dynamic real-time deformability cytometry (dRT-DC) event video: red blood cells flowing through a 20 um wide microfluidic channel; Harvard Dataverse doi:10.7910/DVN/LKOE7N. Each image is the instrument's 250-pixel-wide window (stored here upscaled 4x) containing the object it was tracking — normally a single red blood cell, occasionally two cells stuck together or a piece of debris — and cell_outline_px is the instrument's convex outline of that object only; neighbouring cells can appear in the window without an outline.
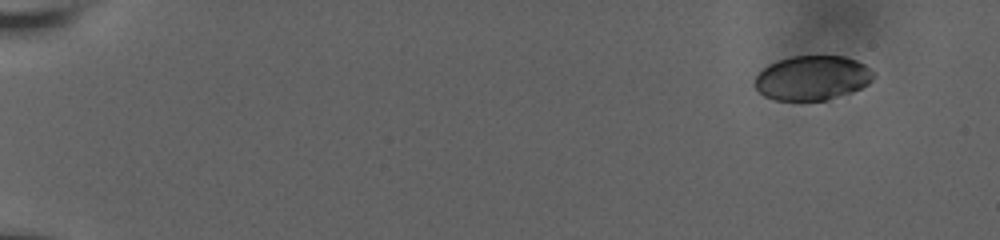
{"species": "human", "species_latin": "Homo sapiens", "temperature_condition": "room temperature", "stored_images_in_passage": 56, "camera_frame_rate_fps": 3000, "um_per_image_px": 0.085, "donor": {"sex": "male"}, "frame": {"image": 1, "passage_image": 1, "time_ms": 0.0, "image_size_px": [1000, 240], "cell_outline_px": [[876, 76], [868, 84], [852, 92], [824, 100], [776, 100], [764, 96], [756, 88], [756, 76], [768, 64], [792, 56], [844, 56], [856, 60], [864, 64], [876, 72]], "centroid_in_image_um": [69.09, 6.62], "position_along_channel_um": 15.9, "area_um2": 30.69}}
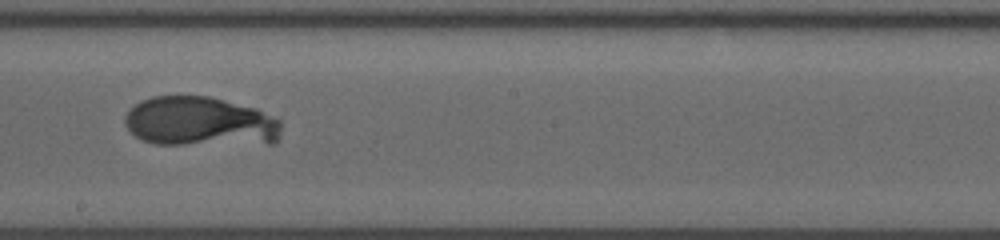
{"frame": {"image": 2, "passage_image": 33, "time_ms": 10.667, "image_size_px": [1000, 240], "cell_outline_px": [[280, 132], [276, 144], [156, 144], [140, 140], [124, 124], [124, 116], [128, 108], [152, 96], [208, 96], [256, 108], [280, 120]], "centroid_in_image_um": [17.01, 10.35], "position_along_channel_um": 231.2, "area_um2": 45.6}}
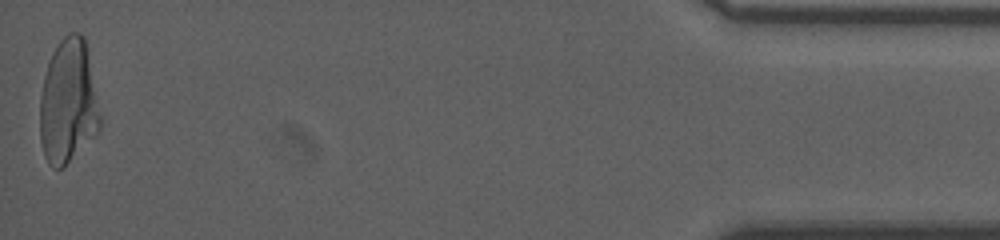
{"frame": {"image": 3, "passage_image": 56, "time_ms": 18.333, "image_size_px": [1000, 240], "cell_outline_px": [[100, 132], [64, 168], [52, 168], [48, 164], [44, 156], [40, 140], [40, 96], [44, 76], [52, 52], [60, 40], [68, 32], [80, 32], [84, 36], [100, 116]], "centroid_in_image_um": [5.78, 8.72], "position_along_channel_um": 429.4, "area_um2": 43.81}}